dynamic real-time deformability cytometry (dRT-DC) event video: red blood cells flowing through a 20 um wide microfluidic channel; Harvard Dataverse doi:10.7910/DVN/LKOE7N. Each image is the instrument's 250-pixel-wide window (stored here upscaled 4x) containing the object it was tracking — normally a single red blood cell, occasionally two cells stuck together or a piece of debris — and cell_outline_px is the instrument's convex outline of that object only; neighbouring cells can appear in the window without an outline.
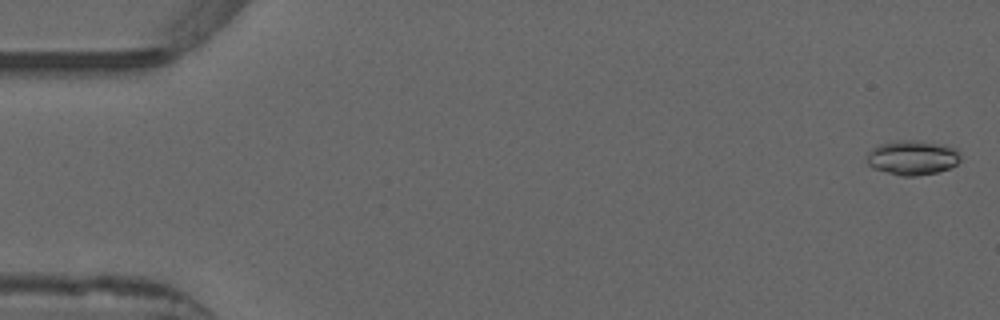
{"species": "common noctule bat (a hibernating species)", "species_latin": "Nyctalus noctula", "temperature_condition": "warm", "stored_images_in_passage": 52, "camera_frame_rate_fps": 3000, "um_per_image_px": 0.085, "animal": {"sex": "male", "forearm_length_mm": 52.5}, "frame": {"image": 1, "passage_image": 1, "time_ms": 0.0, "image_size_px": [1000, 320], "cell_outline_px": [[960, 160], [956, 164], [948, 168], [936, 172], [916, 176], [900, 176], [872, 168], [868, 164], [868, 152], [872, 148], [880, 144], [900, 140], [916, 140], [944, 144], [956, 148], [960, 152]], "centroid_in_image_um": [77.57, 13.39], "position_along_channel_um": 7.4, "area_um2": 18.9}}
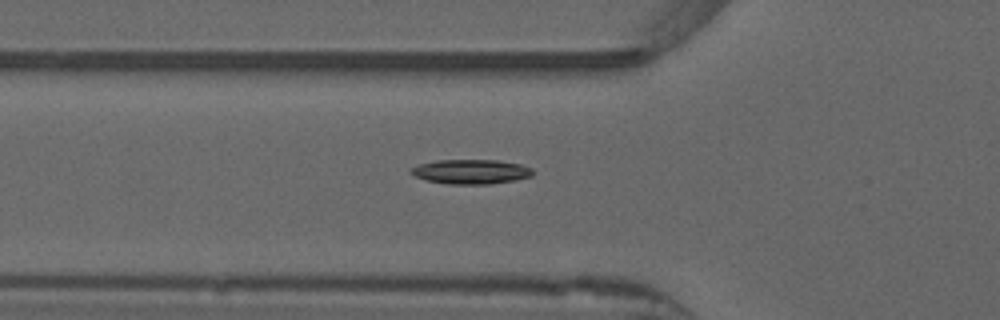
{"frame": {"image": 2, "passage_image": 18, "time_ms": 5.667, "image_size_px": [1000, 320], "cell_outline_px": [[536, 172], [532, 176], [516, 180], [488, 184], [448, 184], [428, 180], [416, 176], [408, 172], [412, 168], [420, 164], [436, 160], [496, 160], [520, 164], [532, 168]], "centroid_in_image_um": [40.08, 14.59], "position_along_channel_um": 85.7, "area_um2": 17.4}}
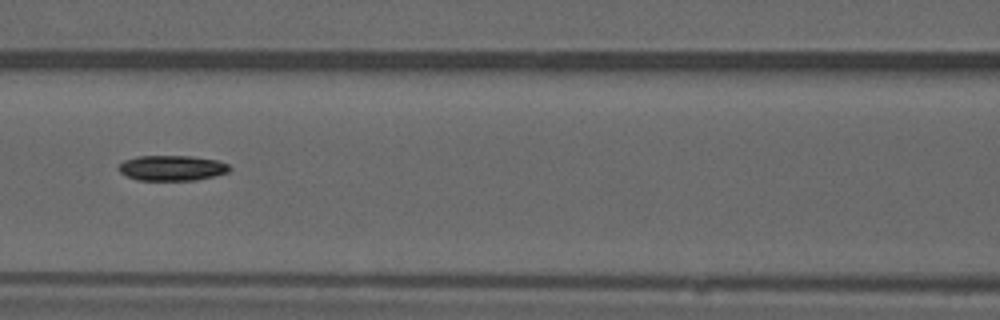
{"frame": {"image": 3, "passage_image": 23, "time_ms": 7.333, "image_size_px": [1000, 320], "cell_outline_px": [[232, 168], [228, 172], [196, 180], [136, 180], [120, 172], [116, 168], [124, 160], [136, 156], [192, 156], [216, 160], [228, 164]], "centroid_in_image_um": [14.59, 14.27], "position_along_channel_um": 152.0, "area_um2": 16.36}}